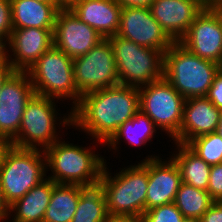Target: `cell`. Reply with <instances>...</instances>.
Wrapping results in <instances>:
<instances>
[{
	"mask_svg": "<svg viewBox=\"0 0 222 222\" xmlns=\"http://www.w3.org/2000/svg\"><path fill=\"white\" fill-rule=\"evenodd\" d=\"M13 29L40 28L54 29L57 13L56 3L36 0H10Z\"/></svg>",
	"mask_w": 222,
	"mask_h": 222,
	"instance_id": "obj_20",
	"label": "cell"
},
{
	"mask_svg": "<svg viewBox=\"0 0 222 222\" xmlns=\"http://www.w3.org/2000/svg\"><path fill=\"white\" fill-rule=\"evenodd\" d=\"M199 1L204 7H208L210 0H196Z\"/></svg>",
	"mask_w": 222,
	"mask_h": 222,
	"instance_id": "obj_43",
	"label": "cell"
},
{
	"mask_svg": "<svg viewBox=\"0 0 222 222\" xmlns=\"http://www.w3.org/2000/svg\"><path fill=\"white\" fill-rule=\"evenodd\" d=\"M74 82L83 95L119 85V78L108 38H104L88 53L73 59Z\"/></svg>",
	"mask_w": 222,
	"mask_h": 222,
	"instance_id": "obj_10",
	"label": "cell"
},
{
	"mask_svg": "<svg viewBox=\"0 0 222 222\" xmlns=\"http://www.w3.org/2000/svg\"><path fill=\"white\" fill-rule=\"evenodd\" d=\"M178 152L172 158L179 167L182 182L207 191L211 165L201 159L187 145L179 144Z\"/></svg>",
	"mask_w": 222,
	"mask_h": 222,
	"instance_id": "obj_23",
	"label": "cell"
},
{
	"mask_svg": "<svg viewBox=\"0 0 222 222\" xmlns=\"http://www.w3.org/2000/svg\"><path fill=\"white\" fill-rule=\"evenodd\" d=\"M197 222H222V201H215Z\"/></svg>",
	"mask_w": 222,
	"mask_h": 222,
	"instance_id": "obj_32",
	"label": "cell"
},
{
	"mask_svg": "<svg viewBox=\"0 0 222 222\" xmlns=\"http://www.w3.org/2000/svg\"><path fill=\"white\" fill-rule=\"evenodd\" d=\"M41 150L11 144L4 150L0 161V180L8 206L46 179V157L44 150Z\"/></svg>",
	"mask_w": 222,
	"mask_h": 222,
	"instance_id": "obj_5",
	"label": "cell"
},
{
	"mask_svg": "<svg viewBox=\"0 0 222 222\" xmlns=\"http://www.w3.org/2000/svg\"><path fill=\"white\" fill-rule=\"evenodd\" d=\"M149 8L165 33L178 42L204 6L196 0H154Z\"/></svg>",
	"mask_w": 222,
	"mask_h": 222,
	"instance_id": "obj_16",
	"label": "cell"
},
{
	"mask_svg": "<svg viewBox=\"0 0 222 222\" xmlns=\"http://www.w3.org/2000/svg\"><path fill=\"white\" fill-rule=\"evenodd\" d=\"M143 161L124 168L113 178L104 165L99 183L104 190L109 215L142 218L148 187V160Z\"/></svg>",
	"mask_w": 222,
	"mask_h": 222,
	"instance_id": "obj_3",
	"label": "cell"
},
{
	"mask_svg": "<svg viewBox=\"0 0 222 222\" xmlns=\"http://www.w3.org/2000/svg\"><path fill=\"white\" fill-rule=\"evenodd\" d=\"M215 132L222 138V110L220 112L219 123Z\"/></svg>",
	"mask_w": 222,
	"mask_h": 222,
	"instance_id": "obj_41",
	"label": "cell"
},
{
	"mask_svg": "<svg viewBox=\"0 0 222 222\" xmlns=\"http://www.w3.org/2000/svg\"><path fill=\"white\" fill-rule=\"evenodd\" d=\"M70 10L103 38L118 32L122 7L115 0H80Z\"/></svg>",
	"mask_w": 222,
	"mask_h": 222,
	"instance_id": "obj_19",
	"label": "cell"
},
{
	"mask_svg": "<svg viewBox=\"0 0 222 222\" xmlns=\"http://www.w3.org/2000/svg\"><path fill=\"white\" fill-rule=\"evenodd\" d=\"M113 50L120 85L141 87L164 77V52L113 35Z\"/></svg>",
	"mask_w": 222,
	"mask_h": 222,
	"instance_id": "obj_6",
	"label": "cell"
},
{
	"mask_svg": "<svg viewBox=\"0 0 222 222\" xmlns=\"http://www.w3.org/2000/svg\"><path fill=\"white\" fill-rule=\"evenodd\" d=\"M35 94L48 98H71L73 109L80 103L73 73V59L54 45L26 71Z\"/></svg>",
	"mask_w": 222,
	"mask_h": 222,
	"instance_id": "obj_7",
	"label": "cell"
},
{
	"mask_svg": "<svg viewBox=\"0 0 222 222\" xmlns=\"http://www.w3.org/2000/svg\"><path fill=\"white\" fill-rule=\"evenodd\" d=\"M222 66L200 58L179 42L164 53V78L185 99L207 96Z\"/></svg>",
	"mask_w": 222,
	"mask_h": 222,
	"instance_id": "obj_2",
	"label": "cell"
},
{
	"mask_svg": "<svg viewBox=\"0 0 222 222\" xmlns=\"http://www.w3.org/2000/svg\"><path fill=\"white\" fill-rule=\"evenodd\" d=\"M52 181L60 184L91 186L99 183L105 165L102 156L88 148L57 140L44 150ZM102 157V158H101Z\"/></svg>",
	"mask_w": 222,
	"mask_h": 222,
	"instance_id": "obj_4",
	"label": "cell"
},
{
	"mask_svg": "<svg viewBox=\"0 0 222 222\" xmlns=\"http://www.w3.org/2000/svg\"><path fill=\"white\" fill-rule=\"evenodd\" d=\"M208 7L211 8L216 13L222 25V7L221 6H208Z\"/></svg>",
	"mask_w": 222,
	"mask_h": 222,
	"instance_id": "obj_39",
	"label": "cell"
},
{
	"mask_svg": "<svg viewBox=\"0 0 222 222\" xmlns=\"http://www.w3.org/2000/svg\"><path fill=\"white\" fill-rule=\"evenodd\" d=\"M43 3H56L55 0H36Z\"/></svg>",
	"mask_w": 222,
	"mask_h": 222,
	"instance_id": "obj_44",
	"label": "cell"
},
{
	"mask_svg": "<svg viewBox=\"0 0 222 222\" xmlns=\"http://www.w3.org/2000/svg\"><path fill=\"white\" fill-rule=\"evenodd\" d=\"M155 131L156 125L153 121L139 110L133 118L121 125L106 143L112 146V149H117L116 145L123 136L131 145H142L153 137Z\"/></svg>",
	"mask_w": 222,
	"mask_h": 222,
	"instance_id": "obj_26",
	"label": "cell"
},
{
	"mask_svg": "<svg viewBox=\"0 0 222 222\" xmlns=\"http://www.w3.org/2000/svg\"><path fill=\"white\" fill-rule=\"evenodd\" d=\"M108 215L101 184L80 186V197L71 222H105Z\"/></svg>",
	"mask_w": 222,
	"mask_h": 222,
	"instance_id": "obj_24",
	"label": "cell"
},
{
	"mask_svg": "<svg viewBox=\"0 0 222 222\" xmlns=\"http://www.w3.org/2000/svg\"><path fill=\"white\" fill-rule=\"evenodd\" d=\"M54 29H13L7 45L14 52L9 62L15 71H27L37 59L54 45ZM12 58V59H11Z\"/></svg>",
	"mask_w": 222,
	"mask_h": 222,
	"instance_id": "obj_17",
	"label": "cell"
},
{
	"mask_svg": "<svg viewBox=\"0 0 222 222\" xmlns=\"http://www.w3.org/2000/svg\"><path fill=\"white\" fill-rule=\"evenodd\" d=\"M54 46L71 59L88 53L104 38L91 26L81 22L71 10H59L53 32Z\"/></svg>",
	"mask_w": 222,
	"mask_h": 222,
	"instance_id": "obj_14",
	"label": "cell"
},
{
	"mask_svg": "<svg viewBox=\"0 0 222 222\" xmlns=\"http://www.w3.org/2000/svg\"><path fill=\"white\" fill-rule=\"evenodd\" d=\"M8 145L9 143L3 137L0 136V161H1L2 154Z\"/></svg>",
	"mask_w": 222,
	"mask_h": 222,
	"instance_id": "obj_40",
	"label": "cell"
},
{
	"mask_svg": "<svg viewBox=\"0 0 222 222\" xmlns=\"http://www.w3.org/2000/svg\"><path fill=\"white\" fill-rule=\"evenodd\" d=\"M221 110L206 96L185 100L183 121L174 141L187 145L192 139L216 131Z\"/></svg>",
	"mask_w": 222,
	"mask_h": 222,
	"instance_id": "obj_18",
	"label": "cell"
},
{
	"mask_svg": "<svg viewBox=\"0 0 222 222\" xmlns=\"http://www.w3.org/2000/svg\"><path fill=\"white\" fill-rule=\"evenodd\" d=\"M178 42L194 55L222 66V25L211 8H203Z\"/></svg>",
	"mask_w": 222,
	"mask_h": 222,
	"instance_id": "obj_13",
	"label": "cell"
},
{
	"mask_svg": "<svg viewBox=\"0 0 222 222\" xmlns=\"http://www.w3.org/2000/svg\"><path fill=\"white\" fill-rule=\"evenodd\" d=\"M139 110L138 87L119 84L83 95L70 115L63 118V125L70 123L106 144Z\"/></svg>",
	"mask_w": 222,
	"mask_h": 222,
	"instance_id": "obj_1",
	"label": "cell"
},
{
	"mask_svg": "<svg viewBox=\"0 0 222 222\" xmlns=\"http://www.w3.org/2000/svg\"><path fill=\"white\" fill-rule=\"evenodd\" d=\"M208 6H221L222 7V0H210Z\"/></svg>",
	"mask_w": 222,
	"mask_h": 222,
	"instance_id": "obj_42",
	"label": "cell"
},
{
	"mask_svg": "<svg viewBox=\"0 0 222 222\" xmlns=\"http://www.w3.org/2000/svg\"><path fill=\"white\" fill-rule=\"evenodd\" d=\"M141 222H189L174 203L158 206L144 212Z\"/></svg>",
	"mask_w": 222,
	"mask_h": 222,
	"instance_id": "obj_28",
	"label": "cell"
},
{
	"mask_svg": "<svg viewBox=\"0 0 222 222\" xmlns=\"http://www.w3.org/2000/svg\"><path fill=\"white\" fill-rule=\"evenodd\" d=\"M53 101V98L34 94L26 104L17 136L9 144L30 149H37L38 144L45 150L55 143L59 137Z\"/></svg>",
	"mask_w": 222,
	"mask_h": 222,
	"instance_id": "obj_9",
	"label": "cell"
},
{
	"mask_svg": "<svg viewBox=\"0 0 222 222\" xmlns=\"http://www.w3.org/2000/svg\"><path fill=\"white\" fill-rule=\"evenodd\" d=\"M34 94L26 71H14L0 88V136L8 143L17 136L26 104Z\"/></svg>",
	"mask_w": 222,
	"mask_h": 222,
	"instance_id": "obj_11",
	"label": "cell"
},
{
	"mask_svg": "<svg viewBox=\"0 0 222 222\" xmlns=\"http://www.w3.org/2000/svg\"><path fill=\"white\" fill-rule=\"evenodd\" d=\"M14 71L9 61L0 62V88Z\"/></svg>",
	"mask_w": 222,
	"mask_h": 222,
	"instance_id": "obj_33",
	"label": "cell"
},
{
	"mask_svg": "<svg viewBox=\"0 0 222 222\" xmlns=\"http://www.w3.org/2000/svg\"><path fill=\"white\" fill-rule=\"evenodd\" d=\"M207 191L215 201H222V163L211 165Z\"/></svg>",
	"mask_w": 222,
	"mask_h": 222,
	"instance_id": "obj_29",
	"label": "cell"
},
{
	"mask_svg": "<svg viewBox=\"0 0 222 222\" xmlns=\"http://www.w3.org/2000/svg\"><path fill=\"white\" fill-rule=\"evenodd\" d=\"M105 222H141V219L131 216L108 215Z\"/></svg>",
	"mask_w": 222,
	"mask_h": 222,
	"instance_id": "obj_36",
	"label": "cell"
},
{
	"mask_svg": "<svg viewBox=\"0 0 222 222\" xmlns=\"http://www.w3.org/2000/svg\"><path fill=\"white\" fill-rule=\"evenodd\" d=\"M8 213H9V206L4 199L1 180H0V220H5L9 216Z\"/></svg>",
	"mask_w": 222,
	"mask_h": 222,
	"instance_id": "obj_35",
	"label": "cell"
},
{
	"mask_svg": "<svg viewBox=\"0 0 222 222\" xmlns=\"http://www.w3.org/2000/svg\"><path fill=\"white\" fill-rule=\"evenodd\" d=\"M55 182L50 178L32 187L23 197L9 206L15 212L13 222H42L50 202Z\"/></svg>",
	"mask_w": 222,
	"mask_h": 222,
	"instance_id": "obj_21",
	"label": "cell"
},
{
	"mask_svg": "<svg viewBox=\"0 0 222 222\" xmlns=\"http://www.w3.org/2000/svg\"><path fill=\"white\" fill-rule=\"evenodd\" d=\"M138 89L140 111L174 139L180 132L186 99L164 77Z\"/></svg>",
	"mask_w": 222,
	"mask_h": 222,
	"instance_id": "obj_8",
	"label": "cell"
},
{
	"mask_svg": "<svg viewBox=\"0 0 222 222\" xmlns=\"http://www.w3.org/2000/svg\"><path fill=\"white\" fill-rule=\"evenodd\" d=\"M80 0H55L57 7L60 10H70Z\"/></svg>",
	"mask_w": 222,
	"mask_h": 222,
	"instance_id": "obj_37",
	"label": "cell"
},
{
	"mask_svg": "<svg viewBox=\"0 0 222 222\" xmlns=\"http://www.w3.org/2000/svg\"><path fill=\"white\" fill-rule=\"evenodd\" d=\"M187 146L210 165L222 163V138L216 132L198 136Z\"/></svg>",
	"mask_w": 222,
	"mask_h": 222,
	"instance_id": "obj_27",
	"label": "cell"
},
{
	"mask_svg": "<svg viewBox=\"0 0 222 222\" xmlns=\"http://www.w3.org/2000/svg\"><path fill=\"white\" fill-rule=\"evenodd\" d=\"M121 7H149L154 0H115Z\"/></svg>",
	"mask_w": 222,
	"mask_h": 222,
	"instance_id": "obj_34",
	"label": "cell"
},
{
	"mask_svg": "<svg viewBox=\"0 0 222 222\" xmlns=\"http://www.w3.org/2000/svg\"><path fill=\"white\" fill-rule=\"evenodd\" d=\"M214 202L208 191L182 182L173 203L189 222H197Z\"/></svg>",
	"mask_w": 222,
	"mask_h": 222,
	"instance_id": "obj_25",
	"label": "cell"
},
{
	"mask_svg": "<svg viewBox=\"0 0 222 222\" xmlns=\"http://www.w3.org/2000/svg\"><path fill=\"white\" fill-rule=\"evenodd\" d=\"M79 197V185L55 183L42 222H71Z\"/></svg>",
	"mask_w": 222,
	"mask_h": 222,
	"instance_id": "obj_22",
	"label": "cell"
},
{
	"mask_svg": "<svg viewBox=\"0 0 222 222\" xmlns=\"http://www.w3.org/2000/svg\"><path fill=\"white\" fill-rule=\"evenodd\" d=\"M117 35L164 53L174 43L153 18L149 7H122Z\"/></svg>",
	"mask_w": 222,
	"mask_h": 222,
	"instance_id": "obj_12",
	"label": "cell"
},
{
	"mask_svg": "<svg viewBox=\"0 0 222 222\" xmlns=\"http://www.w3.org/2000/svg\"><path fill=\"white\" fill-rule=\"evenodd\" d=\"M13 31L12 7L10 0H0V36L9 40Z\"/></svg>",
	"mask_w": 222,
	"mask_h": 222,
	"instance_id": "obj_30",
	"label": "cell"
},
{
	"mask_svg": "<svg viewBox=\"0 0 222 222\" xmlns=\"http://www.w3.org/2000/svg\"><path fill=\"white\" fill-rule=\"evenodd\" d=\"M5 39H6V37L0 36V62L1 61H9L8 58L10 57V55L7 54L9 52V50L6 49L7 46L5 44L6 42H8V40L4 41Z\"/></svg>",
	"mask_w": 222,
	"mask_h": 222,
	"instance_id": "obj_38",
	"label": "cell"
},
{
	"mask_svg": "<svg viewBox=\"0 0 222 222\" xmlns=\"http://www.w3.org/2000/svg\"><path fill=\"white\" fill-rule=\"evenodd\" d=\"M212 104L222 110V69L215 76L212 86L206 96Z\"/></svg>",
	"mask_w": 222,
	"mask_h": 222,
	"instance_id": "obj_31",
	"label": "cell"
},
{
	"mask_svg": "<svg viewBox=\"0 0 222 222\" xmlns=\"http://www.w3.org/2000/svg\"><path fill=\"white\" fill-rule=\"evenodd\" d=\"M162 158L148 156V187L146 211L174 202L182 183L181 173L173 158L162 162Z\"/></svg>",
	"mask_w": 222,
	"mask_h": 222,
	"instance_id": "obj_15",
	"label": "cell"
}]
</instances>
